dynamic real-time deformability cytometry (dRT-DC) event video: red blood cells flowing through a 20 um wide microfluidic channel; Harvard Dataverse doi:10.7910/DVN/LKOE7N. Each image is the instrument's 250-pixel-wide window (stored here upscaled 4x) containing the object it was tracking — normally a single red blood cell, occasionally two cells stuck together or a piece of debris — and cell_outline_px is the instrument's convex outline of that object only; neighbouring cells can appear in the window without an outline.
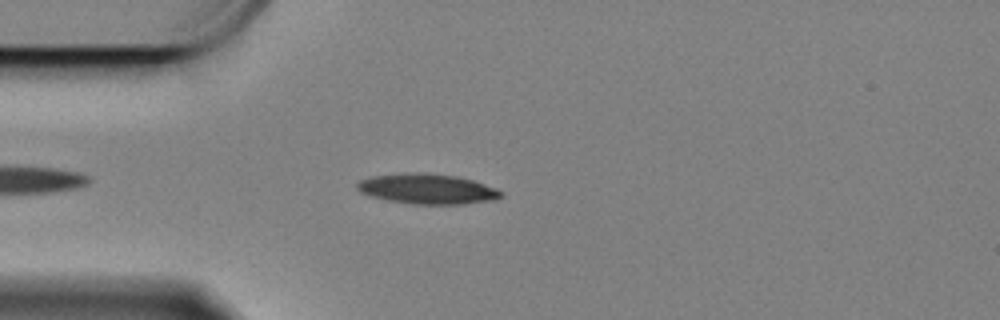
{"species": "Egyptian fruit bat (a non-hibernating species)", "species_latin": "Rousettus aegyptiacus", "temperature_condition": "cold", "stored_images_in_passage": 22, "camera_frame_rate_fps": 3000, "um_per_image_px": 0.085, "animal": {"sex": "female"}, "frame": {"image": 1, "passage_image": 6, "time_ms": 1.667, "image_size_px": [1000, 320], "cell_outline_px": [[504, 196], [492, 200], [464, 204], [412, 204], [388, 200], [372, 196], [360, 192], [356, 188], [356, 184], [360, 180], [376, 176], [412, 172], [424, 172], [456, 176], [472, 180], [496, 188], [504, 192]], "centroid_in_image_um": [36.35, 16.06], "position_along_channel_um": 48.6, "area_um2": 25.2}}
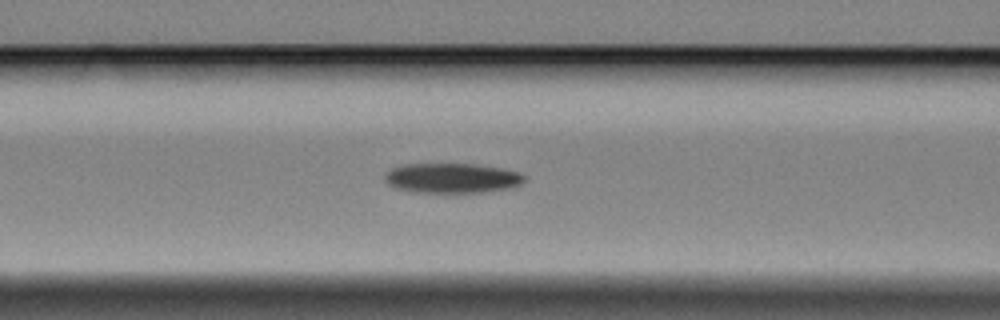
{"frame": {"image": 2, "passage_image": 14, "time_ms": 4.333, "image_size_px": [1000, 320], "cell_outline_px": [[524, 180], [520, 184], [508, 188], [480, 192], [416, 192], [396, 188], [388, 184], [384, 180], [384, 176], [392, 168], [404, 164], [472, 164], [500, 168], [520, 172], [524, 176]], "centroid_in_image_um": [38.39, 15.13], "position_along_channel_um": 128.2, "area_um2": 23.99}}
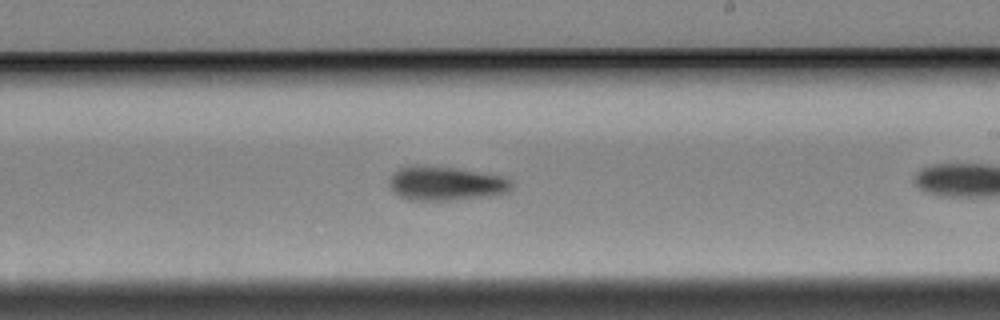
{"frame": {"image": 3, "passage_image": 21, "time_ms": 6.667, "image_size_px": [1000, 320], "cell_outline_px": [[512, 184], [508, 192], [488, 196], [452, 200], [412, 200], [400, 196], [392, 188], [392, 176], [400, 168], [412, 164], [416, 164], [460, 168], [500, 176], [512, 180]], "centroid_in_image_um": [37.93, 15.58], "position_along_channel_um": 251.1, "area_um2": 24.04}}